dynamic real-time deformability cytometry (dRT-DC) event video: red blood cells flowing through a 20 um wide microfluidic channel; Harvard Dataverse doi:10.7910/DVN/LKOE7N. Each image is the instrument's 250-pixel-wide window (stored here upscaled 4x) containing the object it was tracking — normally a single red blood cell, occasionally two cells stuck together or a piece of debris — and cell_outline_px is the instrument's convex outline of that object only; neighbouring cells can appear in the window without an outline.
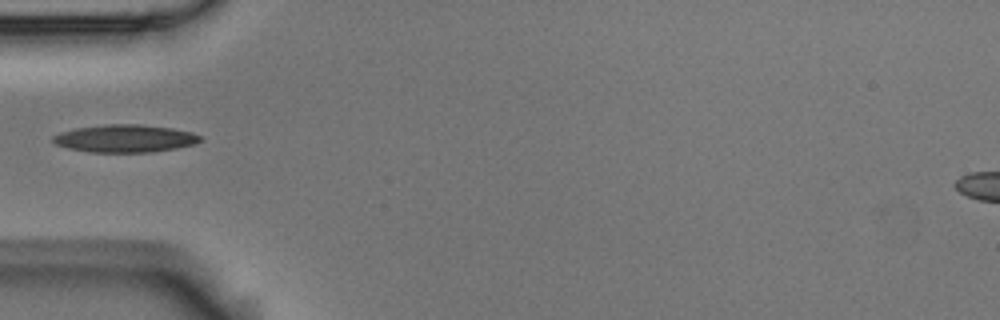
{"species": "Egyptian fruit bat (a non-hibernating species)", "species_latin": "Rousettus aegyptiacus", "temperature_condition": "room temperature", "stored_images_in_passage": 7, "camera_frame_rate_fps": 3000, "um_per_image_px": 0.085, "animal": {"sex": "male"}, "frame": {"image": 1, "passage_image": 6, "time_ms": 1.667, "image_size_px": [1000, 320], "cell_outline_px": [[200, 140], [196, 144], [176, 148], [148, 152], [88, 152], [68, 148], [56, 144], [52, 140], [52, 136], [60, 132], [76, 128], [104, 124], [140, 124], [172, 128], [192, 132], [200, 136]], "centroid_in_image_um": [10.6, 11.76], "position_along_channel_um": 74.4, "area_um2": 23.7}}
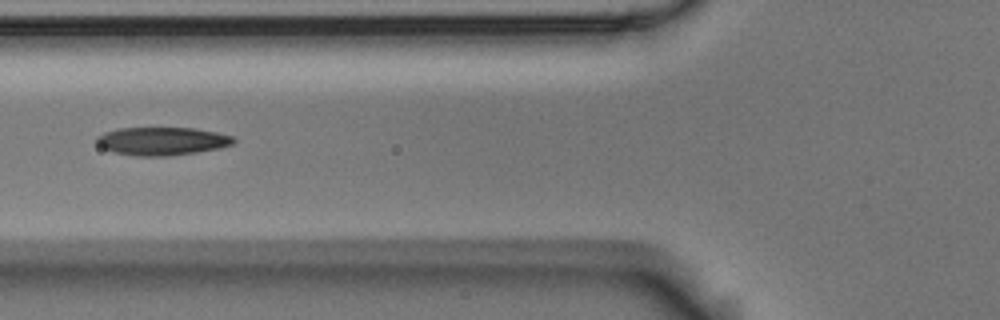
{"frame": {"image": 2, "passage_image": 7, "time_ms": 2.0, "image_size_px": [1000, 320], "cell_outline_px": [[236, 140], [232, 144], [220, 148], [172, 156], [136, 156], [112, 152], [96, 144], [96, 136], [104, 132], [116, 128], [196, 128], [216, 132], [232, 136]], "centroid_in_image_um": [13.74, 12.0], "position_along_channel_um": 112.1, "area_um2": 22.6}}